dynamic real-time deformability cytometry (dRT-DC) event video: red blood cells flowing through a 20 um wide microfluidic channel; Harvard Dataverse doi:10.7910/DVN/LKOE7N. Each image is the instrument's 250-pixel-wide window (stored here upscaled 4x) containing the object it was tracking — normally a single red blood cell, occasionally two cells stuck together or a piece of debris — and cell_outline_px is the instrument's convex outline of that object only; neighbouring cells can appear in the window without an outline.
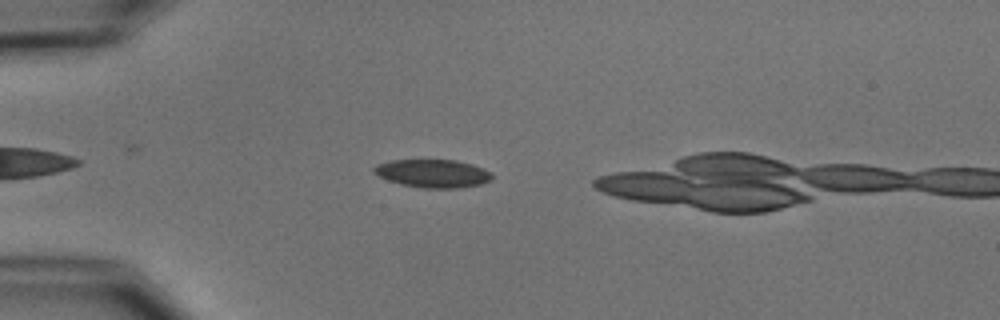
{"species": "common noctule bat (a hibernating species)", "species_latin": "Nyctalus noctula", "temperature_condition": "cold", "stored_images_in_passage": 4, "camera_frame_rate_fps": 3000, "um_per_image_px": 0.085, "animal": {"sex": "male", "body_mass_g": 15.6}, "frame": {"image": 1, "passage_image": 2, "time_ms": 1.0, "image_size_px": [1000, 320], "cell_outline_px": [[492, 176], [488, 180], [480, 184], [456, 188], [424, 188], [400, 184], [388, 180], [372, 172], [372, 168], [376, 164], [392, 160], [456, 160], [472, 164], [492, 172]], "centroid_in_image_um": [36.75, 14.73], "position_along_channel_um": 48.2, "area_um2": 19.25}}